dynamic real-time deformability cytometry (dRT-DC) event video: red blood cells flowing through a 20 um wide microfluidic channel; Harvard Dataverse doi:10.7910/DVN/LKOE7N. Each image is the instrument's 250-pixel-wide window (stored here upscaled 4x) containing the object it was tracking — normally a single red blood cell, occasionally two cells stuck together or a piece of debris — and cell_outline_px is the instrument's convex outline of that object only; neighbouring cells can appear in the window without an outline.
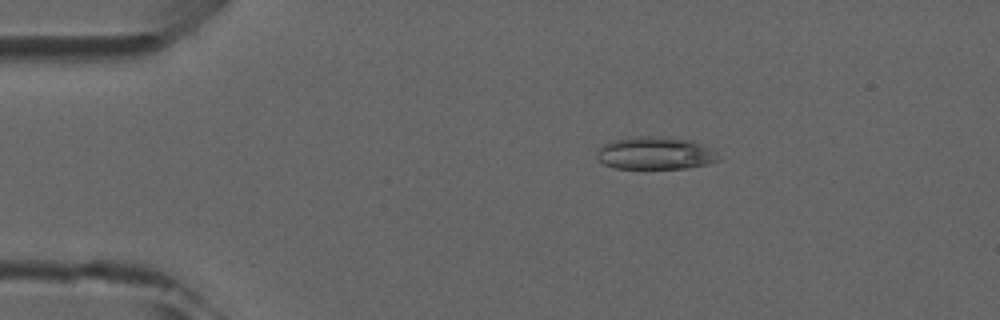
{"species": "common noctule bat (a hibernating species)", "species_latin": "Nyctalus noctula", "temperature_condition": "room temperature", "stored_images_in_passage": 4, "segment_of_instrument_passage": [1, 2], "camera_frame_rate_fps": 3000, "um_per_image_px": 0.085, "animal": {"sex": "male", "forearm_length_mm": 52.5}, "frame": {"image": 1, "passage_image": 2, "time_ms": 1.0, "image_size_px": [1000, 320], "cell_outline_px": [[716, 160], [708, 164], [688, 168], [616, 168], [604, 164], [596, 160], [596, 148], [600, 144], [612, 140], [636, 136], [664, 136], [692, 140], [712, 148], [716, 152]], "centroid_in_image_um": [55.62, 13.0], "position_along_channel_um": 29.4, "area_um2": 23.47}}